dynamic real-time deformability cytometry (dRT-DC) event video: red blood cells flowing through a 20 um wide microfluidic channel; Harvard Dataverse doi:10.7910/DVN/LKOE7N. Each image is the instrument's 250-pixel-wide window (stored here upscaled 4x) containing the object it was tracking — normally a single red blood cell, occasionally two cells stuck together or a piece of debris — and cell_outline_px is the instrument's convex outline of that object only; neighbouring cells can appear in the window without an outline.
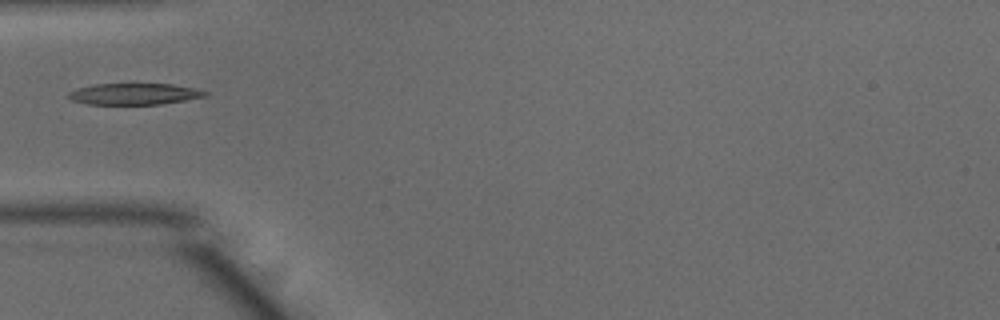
{"species": "common noctule bat (a hibernating species)", "species_latin": "Nyctalus noctula", "temperature_condition": "warm", "stored_images_in_passage": 35, "camera_frame_rate_fps": 3000, "um_per_image_px": 0.085, "animal": {"sex": "male", "body_mass_g": 15.6}, "frame": {"image": 1, "passage_image": 1, "time_ms": 0.0, "image_size_px": [1000, 320], "cell_outline_px": [[208, 96], [160, 104], [88, 104], [72, 100], [64, 96], [68, 92], [76, 88], [96, 84], [172, 84], [192, 88], [208, 92]], "centroid_in_image_um": [11.35, 7.99], "position_along_channel_um": 73.6, "area_um2": 16.94}}
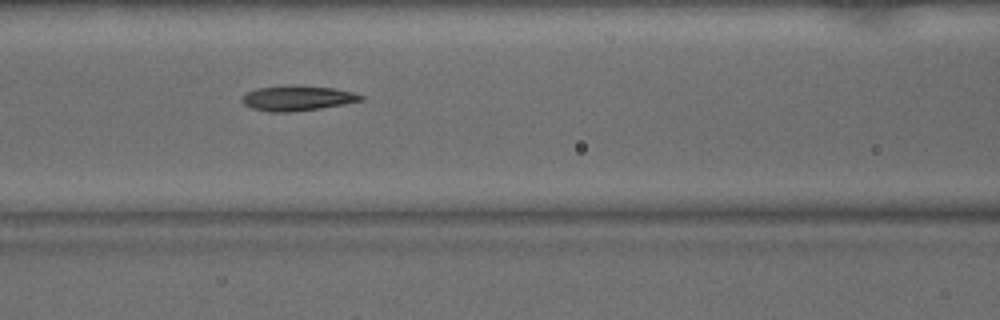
{"frame": {"image": 2, "passage_image": 6, "time_ms": 1.667, "image_size_px": [1000, 320], "cell_outline_px": [[364, 100], [344, 104], [320, 108], [292, 112], [272, 112], [252, 108], [244, 104], [240, 100], [240, 96], [256, 88], [292, 84], [300, 84], [336, 88], [352, 92], [364, 96]], "centroid_in_image_um": [25.26, 8.32], "position_along_channel_um": 141.3, "area_um2": 17.74}}
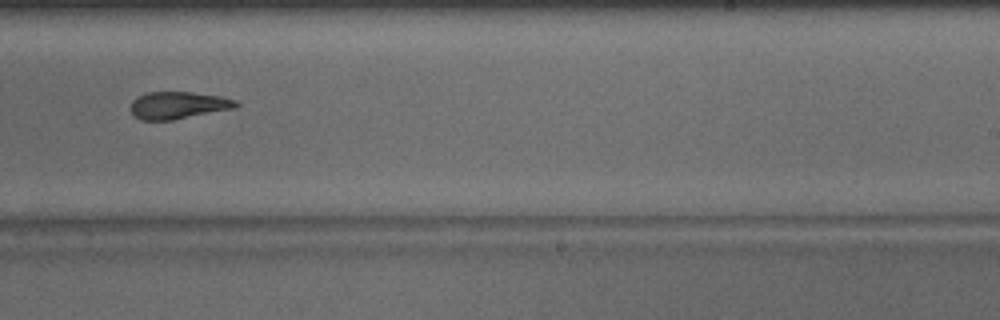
{"frame": {"image": 3, "passage_image": 16, "time_ms": 5.0, "image_size_px": [1000, 320], "cell_outline_px": [[240, 104], [236, 108], [172, 120], [140, 120], [132, 112], [132, 100], [136, 96], [144, 92], [192, 92], [220, 96], [236, 100]], "centroid_in_image_um": [15.16, 8.94], "position_along_channel_um": 273.8, "area_um2": 16.76}}